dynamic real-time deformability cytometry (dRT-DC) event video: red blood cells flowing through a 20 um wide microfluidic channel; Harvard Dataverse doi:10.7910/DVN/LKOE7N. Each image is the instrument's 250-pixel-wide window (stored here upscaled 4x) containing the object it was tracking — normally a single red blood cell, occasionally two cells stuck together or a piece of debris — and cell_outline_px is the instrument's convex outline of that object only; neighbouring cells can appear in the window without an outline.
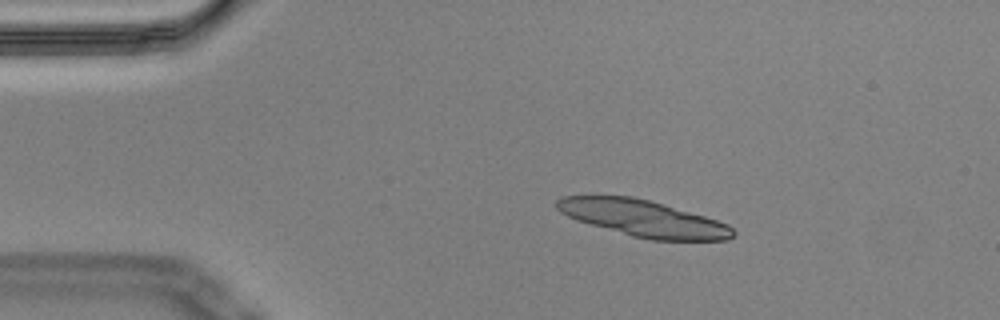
{"species": "Egyptian fruit bat (a non-hibernating species)", "species_latin": "Rousettus aegyptiacus", "temperature_condition": "cold", "stored_images_in_passage": 2, "camera_frame_rate_fps": 3000, "um_per_image_px": 0.085, "animal": {"sex": "male"}, "frame": {"image": 1, "passage_image": 1, "time_ms": 0.0, "image_size_px": [1000, 320], "cell_outline_px": [[736, 232], [728, 240], [652, 240], [632, 236], [576, 220], [560, 212], [556, 208], [556, 200], [560, 196], [632, 196], [648, 200], [704, 216], [728, 224]], "centroid_in_image_um": [54.65, 18.56], "position_along_channel_um": 30.4, "area_um2": 37.05}}